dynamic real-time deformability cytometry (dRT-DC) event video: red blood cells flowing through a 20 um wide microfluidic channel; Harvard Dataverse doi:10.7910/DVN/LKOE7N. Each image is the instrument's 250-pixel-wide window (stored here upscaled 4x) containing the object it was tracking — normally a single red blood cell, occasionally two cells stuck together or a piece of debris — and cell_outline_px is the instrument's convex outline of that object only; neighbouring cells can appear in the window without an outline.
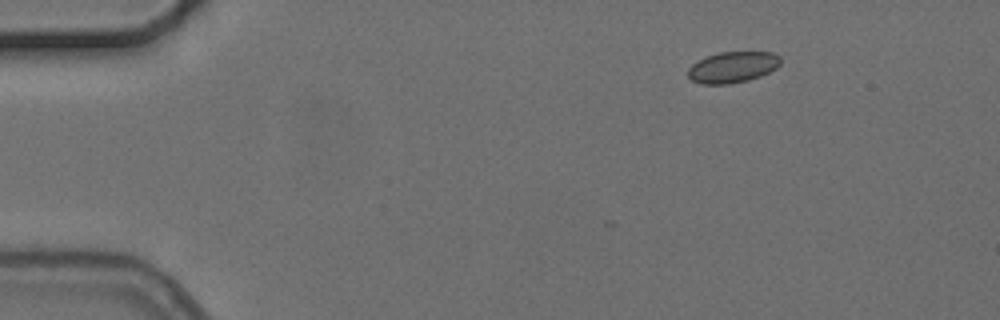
{"species": "common noctule bat (a hibernating species)", "species_latin": "Nyctalus noctula", "temperature_condition": "cold", "stored_images_in_passage": 4, "segment_of_instrument_passage": [1, 2], "camera_frame_rate_fps": 3000, "um_per_image_px": 0.085, "animal": {"sex": "female", "body_mass_g": 24.6, "forearm_length_mm": 56.2}, "frame": {"image": 1, "passage_image": 1, "time_ms": 0.0, "image_size_px": [1000, 320], "cell_outline_px": [[780, 64], [776, 68], [760, 76], [748, 80], [728, 84], [700, 84], [692, 80], [688, 76], [688, 68], [692, 64], [708, 56], [720, 52], [772, 52], [780, 56]], "centroid_in_image_um": [62.27, 5.71], "position_along_channel_um": 22.7, "area_um2": 16.65}}